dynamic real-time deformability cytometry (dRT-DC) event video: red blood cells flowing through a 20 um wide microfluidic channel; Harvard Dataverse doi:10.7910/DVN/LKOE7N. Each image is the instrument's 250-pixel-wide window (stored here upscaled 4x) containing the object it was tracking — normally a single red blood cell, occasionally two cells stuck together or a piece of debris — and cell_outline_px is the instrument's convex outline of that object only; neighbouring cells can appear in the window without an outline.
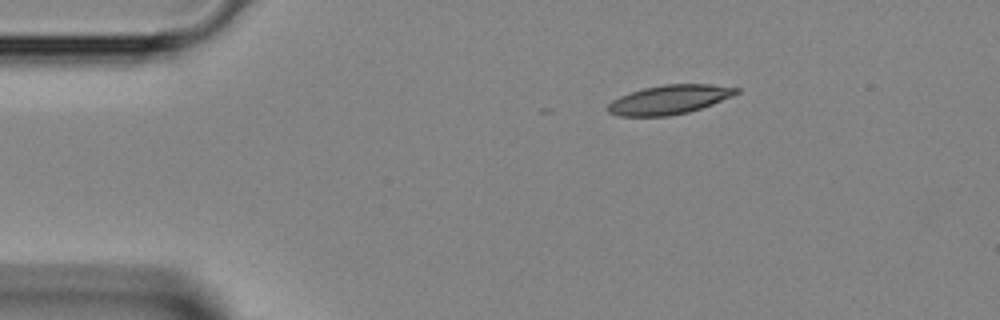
{"species": "Egyptian fruit bat (a non-hibernating species)", "species_latin": "Rousettus aegyptiacus", "temperature_condition": "room temperature", "stored_images_in_passage": 23, "camera_frame_rate_fps": 3000, "um_per_image_px": 0.085, "animal": {"sex": "female"}, "frame": {"image": 1, "passage_image": 1, "time_ms": 0.0, "image_size_px": [1000, 320], "cell_outline_px": [[740, 92], [732, 96], [712, 104], [688, 112], [668, 116], [620, 116], [608, 112], [608, 104], [612, 100], [620, 96], [644, 88], [664, 84], [712, 84], [740, 88]], "centroid_in_image_um": [56.91, 8.46], "position_along_channel_um": 28.1, "area_um2": 21.68}}
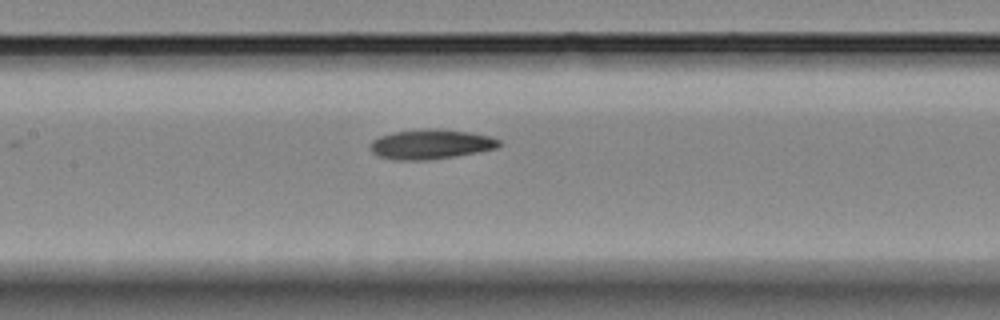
{"frame": {"image": 2, "passage_image": 14, "time_ms": 4.333, "image_size_px": [1000, 320], "cell_outline_px": [[500, 144], [496, 148], [480, 152], [456, 156], [428, 160], [392, 160], [376, 156], [368, 148], [368, 144], [372, 140], [380, 136], [396, 132], [428, 128], [432, 128], [468, 132], [488, 136], [500, 140]], "centroid_in_image_um": [36.56, 12.28], "position_along_channel_um": 170.8, "area_um2": 22.43}}
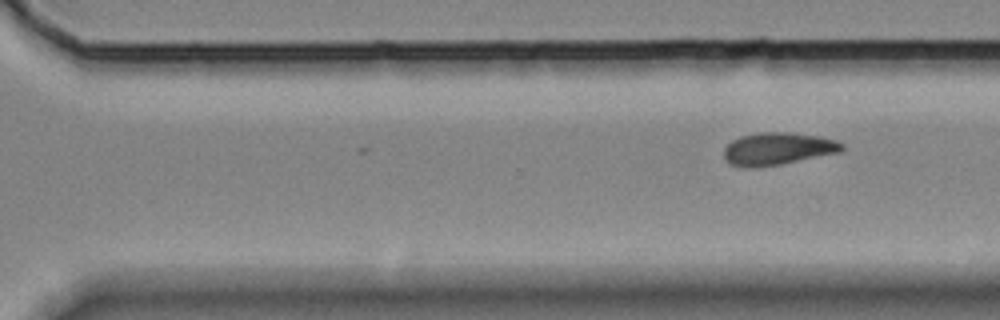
{"frame": {"image": 3, "passage_image": 23, "time_ms": 7.333, "image_size_px": [1000, 320], "cell_outline_px": [[844, 148], [840, 152], [780, 164], [752, 168], [744, 168], [728, 164], [724, 160], [724, 148], [732, 140], [740, 136], [760, 132], [788, 132], [820, 136], [836, 140], [844, 144]], "centroid_in_image_um": [66.07, 12.64], "position_along_channel_um": 304.5, "area_um2": 22.48}}